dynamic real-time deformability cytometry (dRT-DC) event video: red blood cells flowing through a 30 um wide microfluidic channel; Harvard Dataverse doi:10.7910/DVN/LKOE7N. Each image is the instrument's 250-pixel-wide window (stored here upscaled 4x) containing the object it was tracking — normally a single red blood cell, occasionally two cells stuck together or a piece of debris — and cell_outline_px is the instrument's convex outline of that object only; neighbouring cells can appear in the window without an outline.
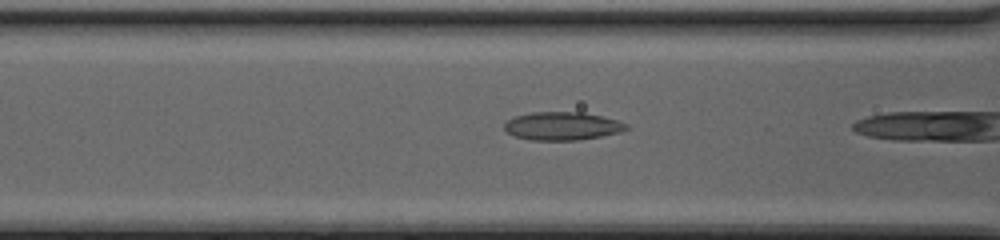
{"species": "common noctule bat (a hibernating species)", "species_latin": "Nyctalus noctula", "temperature_condition": "cold", "stored_images_in_passage": 23, "camera_frame_rate_fps": 3000, "um_per_image_px": 0.085, "animal": {"sex": "female", "body_mass_g": 20.0, "forearm_length_mm": 54.0}, "frame": {"image": 1, "passage_image": 16, "time_ms": 5.0, "image_size_px": [1000, 240], "cell_outline_px": [[628, 128], [620, 132], [580, 140], [532, 140], [516, 136], [508, 132], [504, 128], [504, 124], [508, 120], [516, 116], [532, 112], [584, 112], [604, 116], [628, 124]], "centroid_in_image_um": [47.82, 10.7], "position_along_channel_um": 118.8, "area_um2": 19.94}}
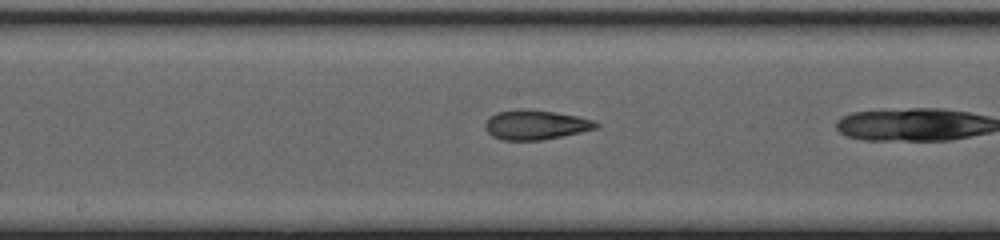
{"frame": {"image": 2, "passage_image": 22, "time_ms": 7.0, "image_size_px": [1000, 240], "cell_outline_px": [[600, 124], [596, 128], [580, 132], [540, 140], [500, 140], [492, 136], [484, 128], [484, 124], [488, 116], [496, 112], [520, 108], [528, 108], [556, 112], [576, 116], [592, 120]], "centroid_in_image_um": [45.45, 10.59], "position_along_channel_um": 202.8, "area_um2": 19.25}}